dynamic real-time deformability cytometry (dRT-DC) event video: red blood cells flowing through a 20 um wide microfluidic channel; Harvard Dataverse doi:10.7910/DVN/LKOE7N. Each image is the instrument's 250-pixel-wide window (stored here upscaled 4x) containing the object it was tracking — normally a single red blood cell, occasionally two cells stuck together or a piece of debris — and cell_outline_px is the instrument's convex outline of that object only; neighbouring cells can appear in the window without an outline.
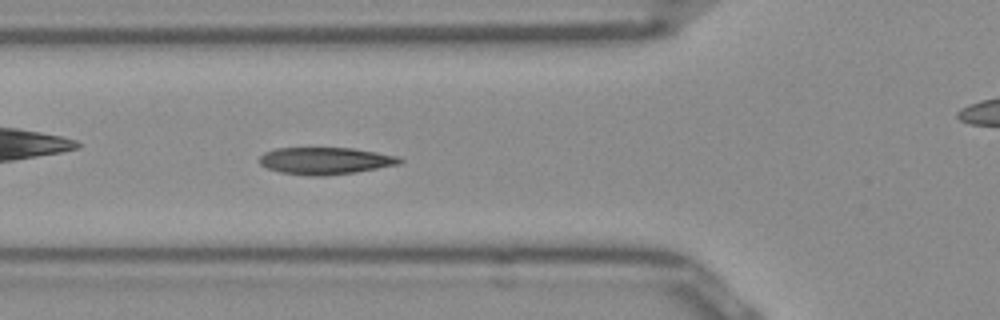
{"species": "Egyptian fruit bat (a non-hibernating species)", "species_latin": "Rousettus aegyptiacus", "temperature_condition": "room temperature", "stored_images_in_passage": 51, "camera_frame_rate_fps": 3000, "um_per_image_px": 0.085, "frame": {"image": 1, "passage_image": 17, "time_ms": 5.333, "image_size_px": [1000, 320], "cell_outline_px": [[404, 160], [400, 164], [356, 172], [324, 176], [308, 176], [280, 172], [268, 168], [260, 164], [260, 156], [264, 152], [276, 148], [352, 148], [376, 152], [396, 156]], "centroid_in_image_um": [27.64, 13.67], "position_along_channel_um": 98.2, "area_um2": 22.08}}
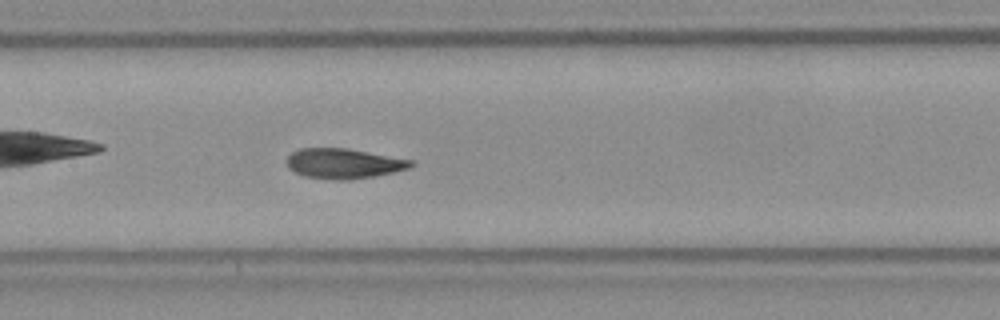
{"frame": {"image": 2, "passage_image": 23, "time_ms": 7.333, "image_size_px": [1000, 320], "cell_outline_px": [[416, 164], [408, 168], [392, 172], [372, 176], [348, 180], [336, 180], [304, 176], [288, 168], [288, 156], [292, 152], [300, 148], [348, 148], [412, 160]], "centroid_in_image_um": [29.21, 13.89], "position_along_channel_um": 178.2, "area_um2": 21.56}}
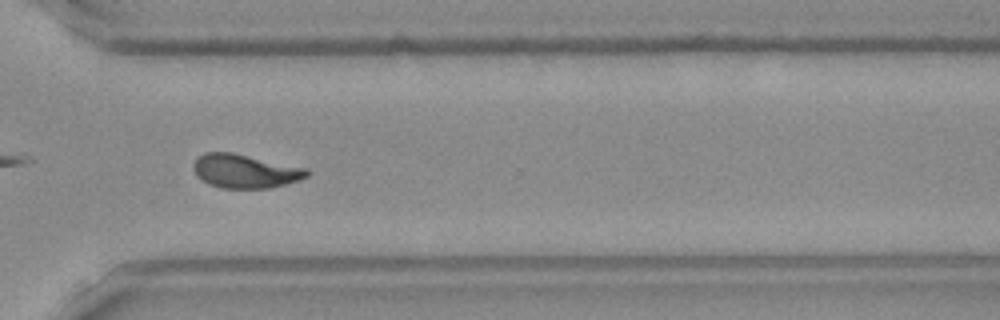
{"frame": {"image": 3, "passage_image": 36, "time_ms": 11.667, "image_size_px": [1000, 320], "cell_outline_px": [[308, 176], [300, 180], [268, 188], [220, 188], [208, 184], [196, 176], [192, 168], [192, 164], [204, 152], [232, 152], [308, 168]], "centroid_in_image_um": [20.81, 14.54], "position_along_channel_um": 349.8, "area_um2": 22.43}, "authors_computed_cell_mechanics": {"area_um2": 21.7906, "velocity_mm_per_s": 3.9635, "shape_relaxation_time_tau1_ms": 4.5784, "shape_relaxation_time_tau2_ms": 1.0243, "deformation_change_tau1": 0.1854, "deformation_change_tau2": 0.0768}}